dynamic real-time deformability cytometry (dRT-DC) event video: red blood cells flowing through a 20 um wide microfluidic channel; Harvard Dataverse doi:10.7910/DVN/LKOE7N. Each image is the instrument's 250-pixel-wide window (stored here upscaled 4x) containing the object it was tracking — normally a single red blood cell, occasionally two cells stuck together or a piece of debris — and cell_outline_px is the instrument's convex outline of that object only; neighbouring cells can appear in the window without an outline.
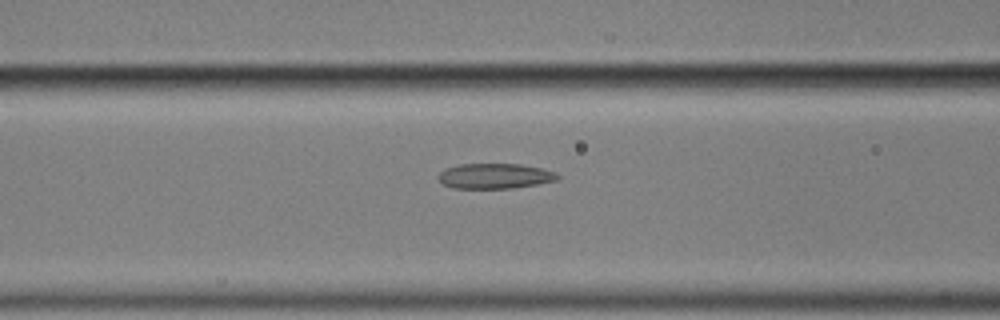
{"species": "common noctule bat (a hibernating species)", "species_latin": "Nyctalus noctula", "temperature_condition": "cold", "stored_images_in_passage": 16, "camera_frame_rate_fps": 3000, "um_per_image_px": 0.085, "animal": {"sex": "male", "body_mass_g": 17.9}, "frame": {"image": 1, "passage_image": 14, "time_ms": 4.333, "image_size_px": [1000, 320], "cell_outline_px": [[560, 176], [556, 180], [536, 184], [512, 188], [452, 188], [444, 184], [436, 176], [444, 168], [460, 164], [520, 164], [544, 168], [556, 172]], "centroid_in_image_um": [42.05, 14.95], "position_along_channel_um": 124.5, "area_um2": 17.57}}